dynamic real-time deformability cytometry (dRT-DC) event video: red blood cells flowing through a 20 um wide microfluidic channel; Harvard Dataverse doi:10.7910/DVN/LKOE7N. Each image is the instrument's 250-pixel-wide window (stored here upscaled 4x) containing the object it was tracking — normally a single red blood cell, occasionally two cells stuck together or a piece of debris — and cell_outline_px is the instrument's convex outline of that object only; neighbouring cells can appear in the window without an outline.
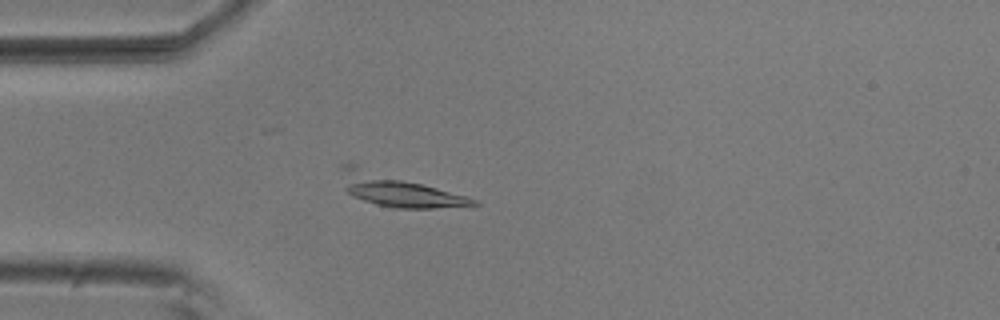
{"species": "common noctule bat (a hibernating species)", "species_latin": "Nyctalus noctula", "temperature_condition": "room temperature", "stored_images_in_passage": 6, "camera_frame_rate_fps": 3000, "um_per_image_px": 0.085, "animal": {"sex": "male", "body_mass_g": 20.5, "forearm_length_mm": 52.5}, "frame": {"image": 1, "passage_image": 6, "time_ms": 1.667, "image_size_px": [1000, 320], "cell_outline_px": [[480, 204], [432, 208], [392, 208], [376, 204], [352, 196], [344, 188], [340, 164], [356, 164], [468, 196], [476, 200]], "centroid_in_image_um": [33.77, 16.15], "position_along_channel_um": 51.2, "area_um2": 24.33}}